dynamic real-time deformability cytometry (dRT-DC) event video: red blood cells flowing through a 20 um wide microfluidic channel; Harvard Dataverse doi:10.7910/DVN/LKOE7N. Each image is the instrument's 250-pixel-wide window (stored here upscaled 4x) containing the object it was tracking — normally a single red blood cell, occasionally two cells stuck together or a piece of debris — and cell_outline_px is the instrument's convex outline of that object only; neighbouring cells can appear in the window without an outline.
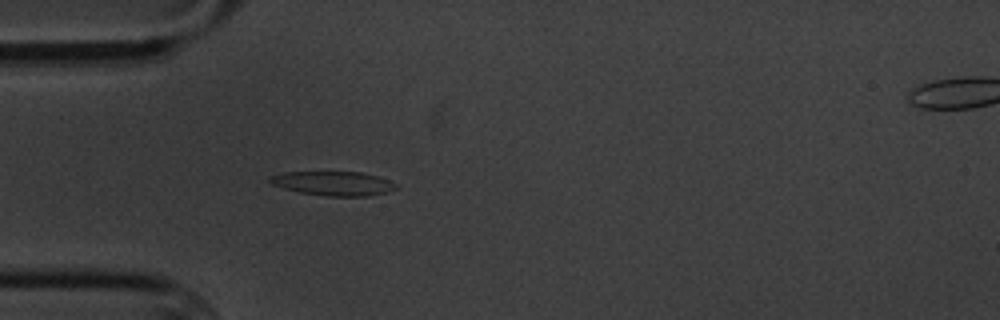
{"species": "common noctule bat (a hibernating species)", "species_latin": "Nyctalus noctula", "temperature_condition": "cold", "stored_images_in_passage": 6, "camera_frame_rate_fps": 3000, "um_per_image_px": 0.085, "animal": {"sex": "male", "body_mass_g": 20.1, "forearm_length_mm": 53.5}, "frame": {"image": 1, "passage_image": 5, "time_ms": 5.333, "image_size_px": [1000, 320], "cell_outline_px": [[396, 188], [388, 192], [368, 196], [328, 196], [300, 192], [284, 188], [272, 184], [268, 180], [268, 176], [284, 172], [360, 172], [376, 176], [388, 180], [396, 184]], "centroid_in_image_um": [28.31, 15.59], "position_along_channel_um": 56.7, "area_um2": 17.63}}